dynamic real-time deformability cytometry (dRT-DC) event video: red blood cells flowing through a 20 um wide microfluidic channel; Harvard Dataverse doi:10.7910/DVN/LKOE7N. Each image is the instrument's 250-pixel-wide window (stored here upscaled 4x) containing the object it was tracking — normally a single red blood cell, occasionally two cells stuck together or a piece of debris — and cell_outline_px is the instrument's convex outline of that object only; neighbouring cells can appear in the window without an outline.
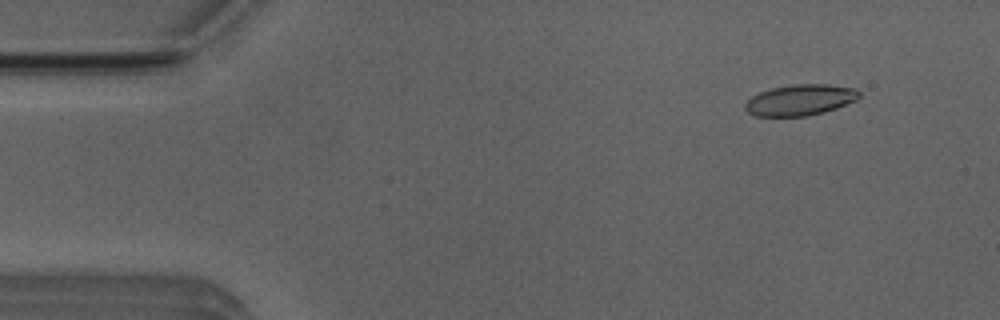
{"species": "Egyptian fruit bat (a non-hibernating species)", "species_latin": "Rousettus aegyptiacus", "temperature_condition": "room temperature", "stored_images_in_passage": 4, "camera_frame_rate_fps": 3000, "um_per_image_px": 0.085, "animal": {"sex": "male"}, "frame": {"image": 1, "passage_image": 1, "time_ms": 0.0, "image_size_px": [1000, 320], "cell_outline_px": [[860, 96], [856, 100], [836, 108], [824, 112], [808, 116], [756, 116], [748, 112], [744, 108], [744, 104], [752, 96], [760, 92], [772, 88], [792, 84], [828, 84], [856, 88], [860, 92]], "centroid_in_image_um": [68.02, 8.49], "position_along_channel_um": 17.0, "area_um2": 20.63}}
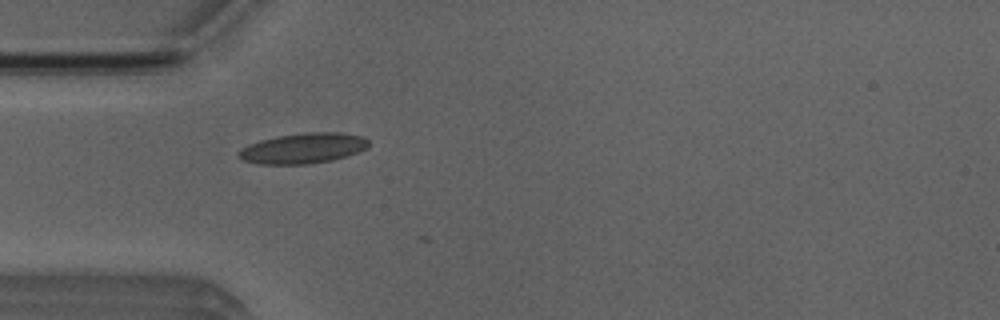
{"frame": {"image": 2, "passage_image": 4, "time_ms": 3.333, "image_size_px": [1000, 320], "cell_outline_px": [[368, 148], [360, 152], [332, 160], [304, 164], [260, 164], [244, 160], [236, 156], [236, 152], [240, 148], [248, 144], [260, 140], [276, 136], [312, 132], [340, 132], [364, 136], [368, 140]], "centroid_in_image_um": [25.76, 12.6], "position_along_channel_um": 59.2, "area_um2": 23.18}}